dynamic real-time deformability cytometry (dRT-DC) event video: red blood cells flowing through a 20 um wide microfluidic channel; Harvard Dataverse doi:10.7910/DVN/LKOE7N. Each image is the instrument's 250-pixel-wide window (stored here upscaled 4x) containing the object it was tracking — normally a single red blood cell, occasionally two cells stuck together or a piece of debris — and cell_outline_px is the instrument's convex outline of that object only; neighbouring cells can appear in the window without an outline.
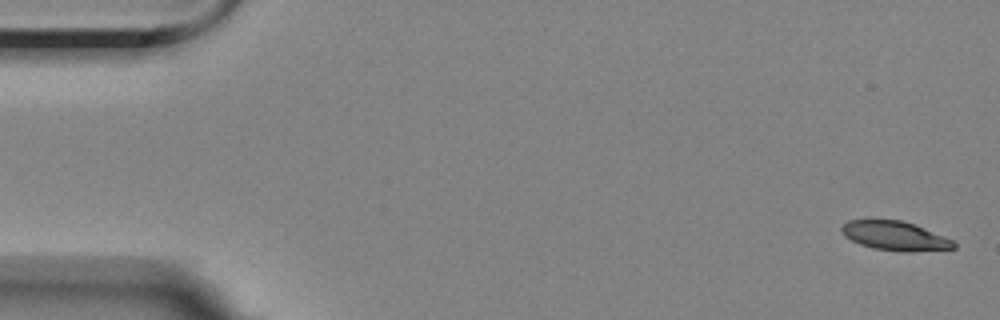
{"species": "Egyptian fruit bat (a non-hibernating species)", "species_latin": "Rousettus aegyptiacus", "temperature_condition": "room temperature", "stored_images_in_passage": 5, "camera_frame_rate_fps": 3000, "um_per_image_px": 0.085, "animal": {"sex": "female"}, "frame": {"image": 1, "passage_image": 1, "time_ms": 0.0, "image_size_px": [1000, 320], "cell_outline_px": [[956, 248], [908, 252], [872, 248], [860, 244], [844, 236], [840, 232], [840, 228], [848, 220], [900, 220], [912, 224], [952, 240], [956, 244]], "centroid_in_image_um": [76.02, 20.05], "position_along_channel_um": 9.0, "area_um2": 18.67}}